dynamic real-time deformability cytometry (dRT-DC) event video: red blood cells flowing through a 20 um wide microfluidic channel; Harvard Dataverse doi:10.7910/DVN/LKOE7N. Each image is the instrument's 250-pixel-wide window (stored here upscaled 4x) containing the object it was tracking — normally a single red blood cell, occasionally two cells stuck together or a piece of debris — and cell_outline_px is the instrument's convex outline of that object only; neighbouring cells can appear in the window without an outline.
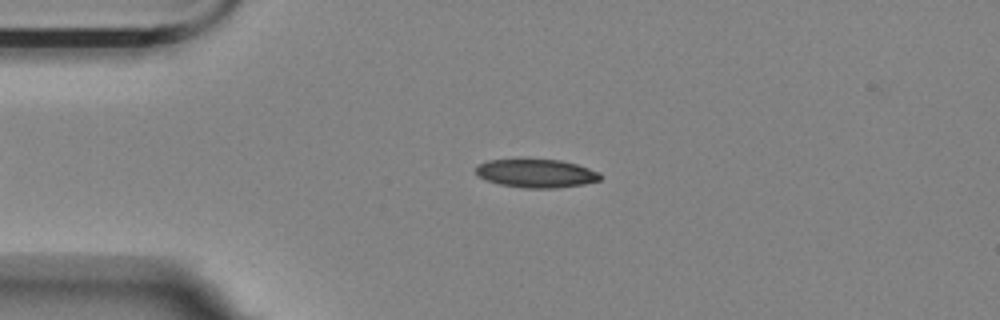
{"species": "Egyptian fruit bat (a non-hibernating species)", "species_latin": "Rousettus aegyptiacus", "temperature_condition": "room temperature", "stored_images_in_passage": 5, "camera_frame_rate_fps": 3000, "um_per_image_px": 0.085, "animal": {"sex": "female"}, "frame": {"image": 1, "passage_image": 3, "time_ms": 2.333, "image_size_px": [1000, 320], "cell_outline_px": [[600, 180], [584, 184], [556, 188], [524, 188], [500, 184], [488, 180], [480, 176], [476, 172], [476, 168], [480, 164], [488, 160], [520, 156], [560, 160], [576, 164], [600, 172]], "centroid_in_image_um": [45.56, 14.68], "position_along_channel_um": 39.4, "area_um2": 21.27}}
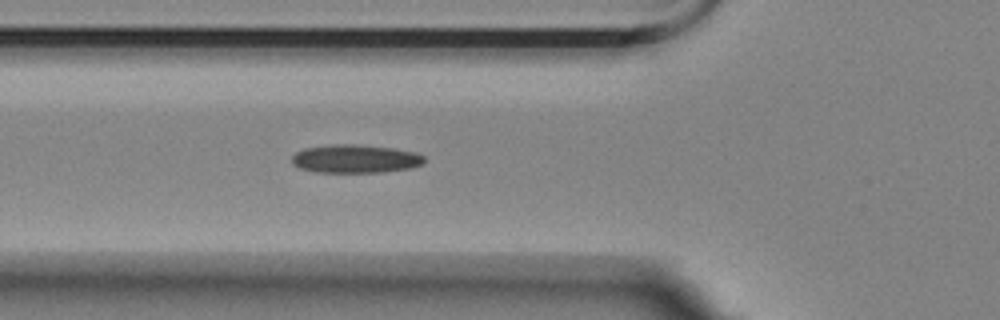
{"frame": {"image": 2, "passage_image": 5, "time_ms": 4.667, "image_size_px": [1000, 320], "cell_outline_px": [[424, 164], [412, 168], [384, 172], [316, 172], [300, 168], [292, 164], [292, 156], [296, 152], [304, 148], [336, 144], [356, 144], [392, 148], [416, 152], [424, 156]], "centroid_in_image_um": [30.22, 13.5], "position_along_channel_um": 95.6, "area_um2": 21.96}}